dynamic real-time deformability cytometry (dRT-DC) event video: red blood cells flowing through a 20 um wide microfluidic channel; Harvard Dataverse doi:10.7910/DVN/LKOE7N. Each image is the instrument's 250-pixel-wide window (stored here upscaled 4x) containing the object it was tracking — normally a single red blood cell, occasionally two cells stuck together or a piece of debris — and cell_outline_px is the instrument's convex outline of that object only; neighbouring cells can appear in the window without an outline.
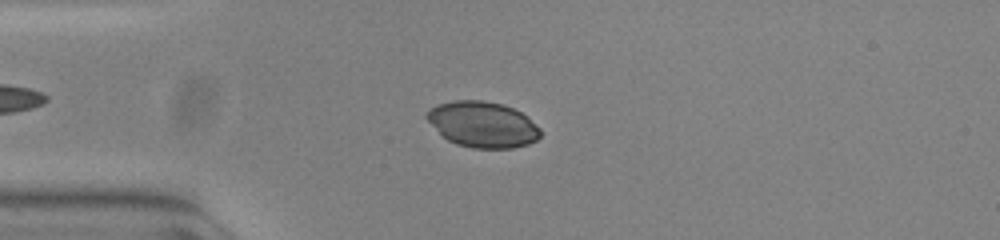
{"species": "common noctule bat (a hibernating species)", "species_latin": "Nyctalus noctula", "temperature_condition": "warm", "stored_images_in_passage": 47, "camera_frame_rate_fps": 3000, "um_per_image_px": 0.085, "animal": {"sex": "female", "body_mass_g": 23.0, "forearm_length_mm": 53.4}, "frame": {"image": 1, "passage_image": 14, "time_ms": 4.333, "image_size_px": [1000, 240], "cell_outline_px": [[540, 136], [536, 140], [528, 144], [512, 148], [472, 148], [456, 144], [448, 140], [424, 116], [436, 104], [452, 100], [480, 100], [504, 104], [528, 116], [540, 128]], "centroid_in_image_um": [41.05, 10.57], "position_along_channel_um": 44.0, "area_um2": 30.23}}
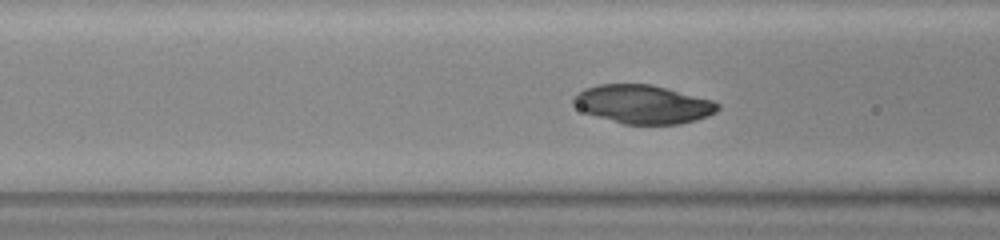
{"frame": {"image": 2, "passage_image": 21, "time_ms": 6.667, "image_size_px": [1000, 240], "cell_outline_px": [[720, 108], [716, 112], [708, 116], [696, 120], [680, 124], [624, 124], [596, 116], [584, 112], [572, 104], [572, 100], [584, 88], [596, 84], [652, 84], [712, 100], [720, 104]], "centroid_in_image_um": [54.67, 8.86], "position_along_channel_um": 111.9, "area_um2": 32.43}}
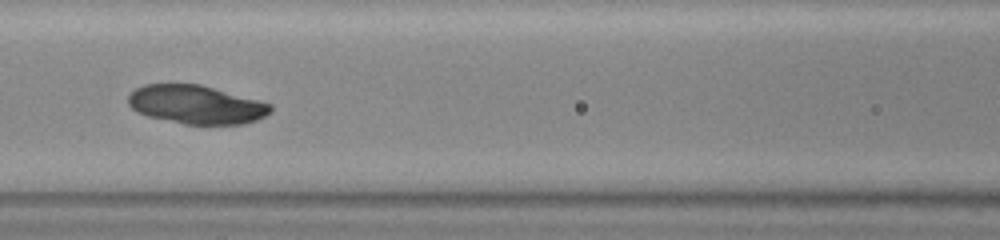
{"frame": {"image": 3, "passage_image": 24, "time_ms": 7.667, "image_size_px": [1000, 240], "cell_outline_px": [[272, 108], [264, 116], [256, 120], [244, 124], [184, 124], [148, 116], [136, 112], [128, 104], [128, 96], [136, 88], [144, 84], [200, 84], [272, 104]], "centroid_in_image_um": [16.64, 8.89], "position_along_channel_um": 150.0, "area_um2": 31.79}}